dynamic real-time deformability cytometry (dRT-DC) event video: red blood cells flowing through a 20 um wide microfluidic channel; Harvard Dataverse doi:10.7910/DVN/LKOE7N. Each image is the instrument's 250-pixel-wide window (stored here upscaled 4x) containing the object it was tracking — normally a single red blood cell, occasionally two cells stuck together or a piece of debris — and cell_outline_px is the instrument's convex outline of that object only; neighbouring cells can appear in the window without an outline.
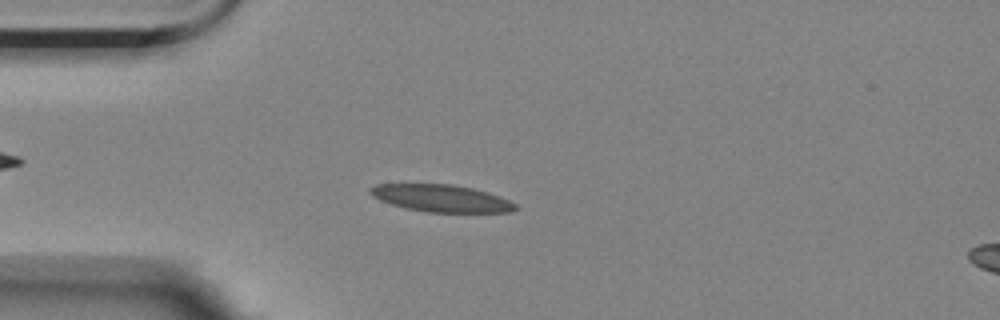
{"species": "Egyptian fruit bat (a non-hibernating species)", "species_latin": "Rousettus aegyptiacus", "temperature_condition": "room temperature", "stored_images_in_passage": 7, "camera_frame_rate_fps": 3000, "um_per_image_px": 0.085, "animal": {"sex": "female"}, "frame": {"image": 1, "passage_image": 5, "time_ms": 1.333, "image_size_px": [1000, 320], "cell_outline_px": [[520, 208], [512, 212], [428, 212], [404, 208], [380, 200], [372, 196], [368, 192], [368, 188], [376, 184], [452, 184], [472, 188], [488, 192], [508, 200], [516, 204]], "centroid_in_image_um": [37.5, 16.85], "position_along_channel_um": 47.5, "area_um2": 23.06}}
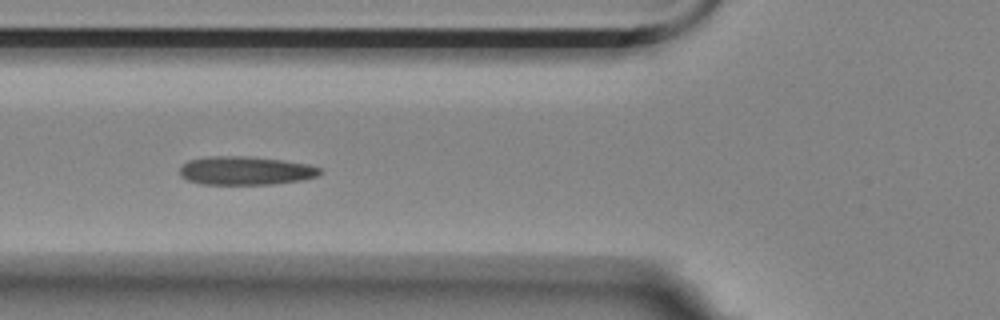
{"frame": {"image": 2, "passage_image": 7, "time_ms": 2.0, "image_size_px": [1000, 320], "cell_outline_px": [[324, 172], [316, 176], [300, 180], [272, 184], [200, 184], [188, 180], [180, 176], [180, 168], [188, 160], [208, 156], [244, 156], [280, 160], [308, 164], [320, 168]], "centroid_in_image_um": [20.85, 14.5], "position_along_channel_um": 105.0, "area_um2": 23.18}}